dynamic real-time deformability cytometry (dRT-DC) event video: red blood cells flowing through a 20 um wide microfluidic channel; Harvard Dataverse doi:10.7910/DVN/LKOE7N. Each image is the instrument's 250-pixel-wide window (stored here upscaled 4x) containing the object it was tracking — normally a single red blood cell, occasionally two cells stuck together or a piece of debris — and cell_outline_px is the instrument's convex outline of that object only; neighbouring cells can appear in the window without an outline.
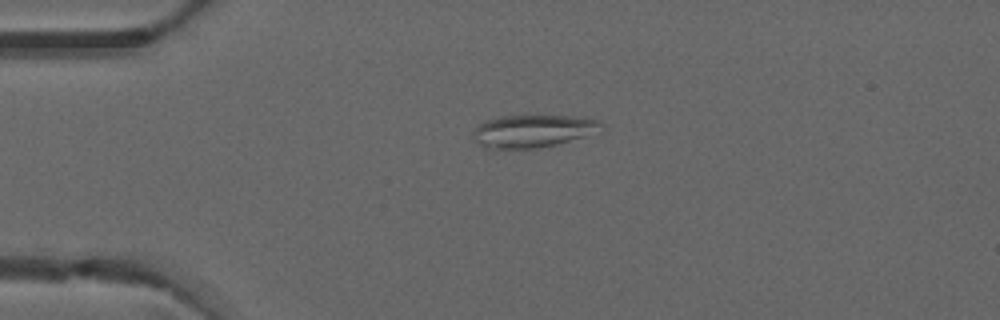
{"species": "common noctule bat (a hibernating species)", "species_latin": "Nyctalus noctula", "temperature_condition": "warm", "stored_images_in_passage": 5, "camera_frame_rate_fps": 3000, "um_per_image_px": 0.085, "animal": {"sex": "male", "forearm_length_mm": 52.5}, "frame": {"image": 1, "passage_image": 4, "time_ms": 1.0, "image_size_px": [1000, 320], "cell_outline_px": [[604, 128], [584, 136], [556, 144], [536, 148], [492, 152], [488, 152], [476, 140], [472, 132], [484, 120], [500, 116], [572, 116], [600, 120], [604, 124]], "centroid_in_image_um": [45.21, 11.18], "position_along_channel_um": 39.8, "area_um2": 24.85}}